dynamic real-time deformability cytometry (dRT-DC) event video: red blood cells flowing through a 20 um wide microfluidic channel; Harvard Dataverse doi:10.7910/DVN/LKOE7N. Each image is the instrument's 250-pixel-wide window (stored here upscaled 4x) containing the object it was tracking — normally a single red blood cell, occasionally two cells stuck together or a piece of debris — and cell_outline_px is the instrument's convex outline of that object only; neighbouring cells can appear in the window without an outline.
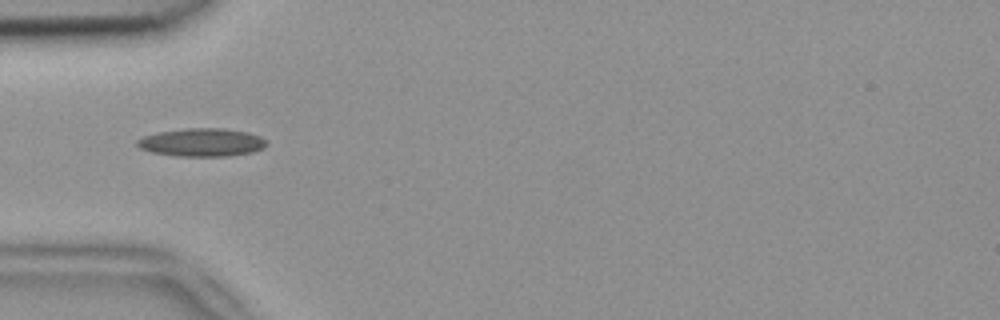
{"species": "common noctule bat (a hibernating species)", "species_latin": "Nyctalus noctula", "temperature_condition": "room temperature", "stored_images_in_passage": 4, "camera_frame_rate_fps": 3000, "um_per_image_px": 0.085, "animal": {"sex": "female", "body_mass_g": 18.4}, "frame": {"image": 1, "passage_image": 1, "time_ms": 0.0, "image_size_px": [1000, 320], "cell_outline_px": [[268, 144], [264, 148], [252, 152], [228, 156], [176, 156], [152, 152], [140, 148], [136, 144], [136, 140], [144, 136], [160, 132], [188, 128], [224, 128], [248, 132], [260, 136], [268, 140]], "centroid_in_image_um": [17.2, 12.1], "position_along_channel_um": 67.8, "area_um2": 21.27}}
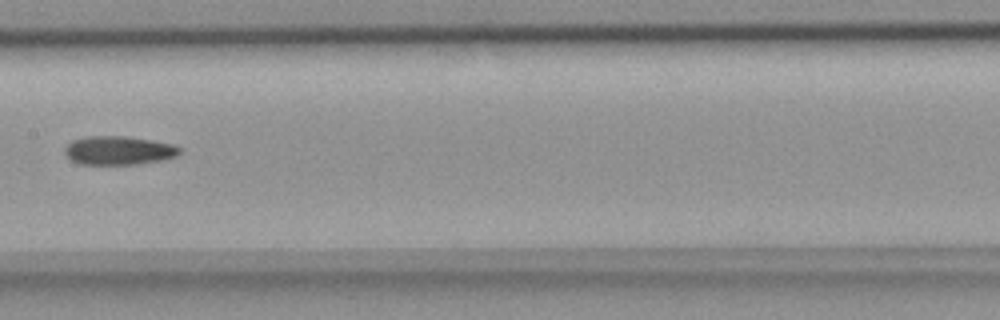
{"frame": {"image": 2, "passage_image": 4, "time_ms": 1.0, "image_size_px": [1000, 320], "cell_outline_px": [[180, 152], [176, 156], [160, 160], [132, 164], [80, 164], [72, 160], [64, 152], [64, 148], [72, 140], [84, 136], [124, 136], [172, 144], [180, 148]], "centroid_in_image_um": [10.03, 12.78], "position_along_channel_um": 197.4, "area_um2": 18.9}}